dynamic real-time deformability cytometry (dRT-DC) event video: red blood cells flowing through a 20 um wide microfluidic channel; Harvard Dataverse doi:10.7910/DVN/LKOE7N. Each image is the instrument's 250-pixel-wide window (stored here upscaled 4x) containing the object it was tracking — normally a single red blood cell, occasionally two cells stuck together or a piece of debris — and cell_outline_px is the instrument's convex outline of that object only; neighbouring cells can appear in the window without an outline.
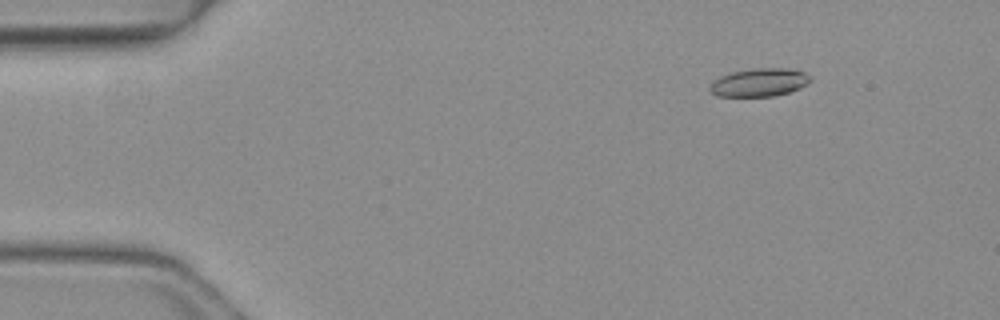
{"species": "common noctule bat (a hibernating species)", "species_latin": "Nyctalus noctula", "temperature_condition": "warm", "stored_images_in_passage": 3, "camera_frame_rate_fps": 3000, "um_per_image_px": 0.085, "animal": {"sex": "female", "body_mass_g": 19.3, "forearm_length_mm": 54.1}, "frame": {"image": 1, "passage_image": 1, "time_ms": 0.0, "image_size_px": [1000, 320], "cell_outline_px": [[812, 80], [808, 84], [800, 88], [788, 92], [772, 96], [716, 96], [708, 88], [712, 80], [720, 76], [732, 72], [752, 68], [788, 68], [804, 72]], "centroid_in_image_um": [64.52, 7.0], "position_along_channel_um": 20.5, "area_um2": 16.53}}